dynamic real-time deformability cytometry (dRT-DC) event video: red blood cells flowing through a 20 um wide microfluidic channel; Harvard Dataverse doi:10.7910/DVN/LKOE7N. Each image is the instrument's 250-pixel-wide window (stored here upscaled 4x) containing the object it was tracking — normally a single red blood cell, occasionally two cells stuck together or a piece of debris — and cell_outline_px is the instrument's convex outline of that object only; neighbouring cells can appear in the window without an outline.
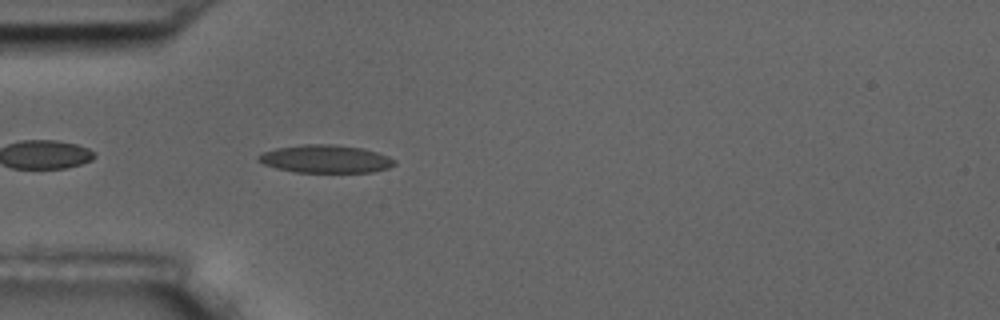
{"species": "common noctule bat (a hibernating species)", "species_latin": "Nyctalus noctula", "temperature_condition": "room temperature", "stored_images_in_passage": 5, "camera_frame_rate_fps": 3000, "um_per_image_px": 0.085, "animal": {"sex": "male", "body_mass_g": 17.5, "forearm_length_mm": 52.3}, "frame": {"image": 1, "passage_image": 5, "time_ms": 4.667, "image_size_px": [1000, 320], "cell_outline_px": [[396, 164], [388, 168], [372, 172], [296, 172], [276, 168], [264, 164], [256, 160], [256, 156], [264, 152], [276, 148], [304, 144], [332, 144], [364, 148], [388, 156], [396, 160]], "centroid_in_image_um": [27.67, 13.51], "position_along_channel_um": 57.3, "area_um2": 22.2}}